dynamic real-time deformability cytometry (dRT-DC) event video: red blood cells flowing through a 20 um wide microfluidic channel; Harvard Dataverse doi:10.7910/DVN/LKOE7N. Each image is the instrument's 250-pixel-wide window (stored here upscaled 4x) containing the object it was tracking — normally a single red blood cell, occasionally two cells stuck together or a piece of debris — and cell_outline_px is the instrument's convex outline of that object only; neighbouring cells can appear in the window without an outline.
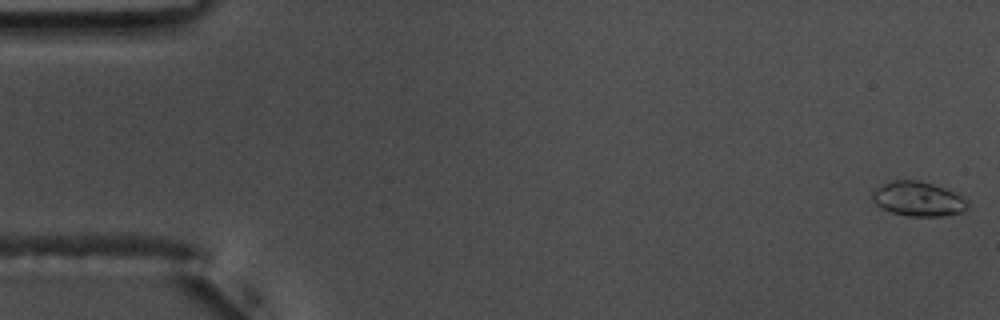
{"species": "common noctule bat (a hibernating species)", "species_latin": "Nyctalus noctula", "temperature_condition": "warm", "stored_images_in_passage": 55, "camera_frame_rate_fps": 3000, "um_per_image_px": 0.085, "animal": {"sex": "male", "body_mass_g": 17.5, "forearm_length_mm": 52.3}, "frame": {"image": 1, "passage_image": 1, "time_ms": 0.0, "image_size_px": [1000, 320], "cell_outline_px": [[968, 208], [964, 212], [944, 216], [908, 216], [892, 212], [876, 204], [872, 200], [872, 192], [876, 188], [892, 180], [916, 180], [932, 184], [956, 192], [968, 200]], "centroid_in_image_um": [78.09, 16.91], "position_along_channel_um": 6.9, "area_um2": 19.19}}
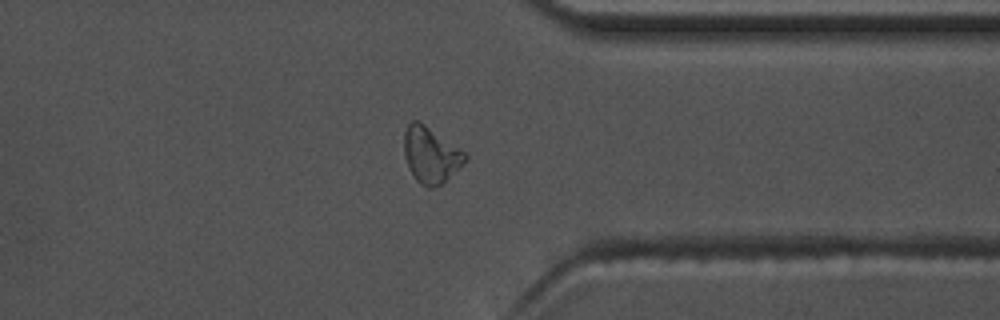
{"frame": {"image": 2, "passage_image": 43, "time_ms": 14.0, "image_size_px": [1000, 320], "cell_outline_px": [[468, 160], [440, 184], [432, 188], [428, 188], [420, 184], [416, 180], [408, 164], [404, 152], [404, 132], [408, 124], [412, 120], [420, 120], [464, 152], [468, 156]], "centroid_in_image_um": [36.61, 13.14], "position_along_channel_um": 374.8, "area_um2": 19.65}}
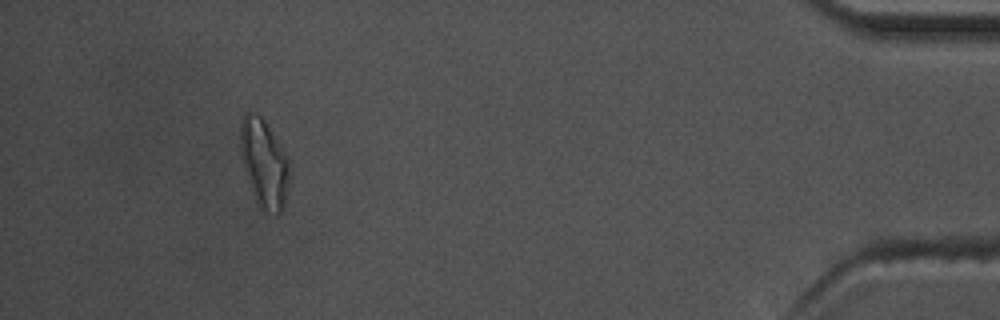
{"frame": {"image": 3, "passage_image": 51, "time_ms": 16.667, "image_size_px": [1000, 320], "cell_outline_px": [[288, 188], [284, 204], [280, 212], [276, 216], [260, 208], [256, 200], [244, 168], [240, 148], [240, 124], [244, 112], [252, 112], [260, 116], [264, 120], [288, 156]], "centroid_in_image_um": [22.44, 13.87], "position_along_channel_um": 412.8, "area_um2": 24.97}, "authors_computed_cell_mechanics": {"area_um2": 18.3226, "velocity_mm_per_s": 3.7146, "shape_relaxation_time_tau1_ms": 5.9898, "shape_relaxation_time_tau2_ms": 3.4204, "deformation_change_tau1": 0.1856, "deformation_change_tau2": 0.1005}}